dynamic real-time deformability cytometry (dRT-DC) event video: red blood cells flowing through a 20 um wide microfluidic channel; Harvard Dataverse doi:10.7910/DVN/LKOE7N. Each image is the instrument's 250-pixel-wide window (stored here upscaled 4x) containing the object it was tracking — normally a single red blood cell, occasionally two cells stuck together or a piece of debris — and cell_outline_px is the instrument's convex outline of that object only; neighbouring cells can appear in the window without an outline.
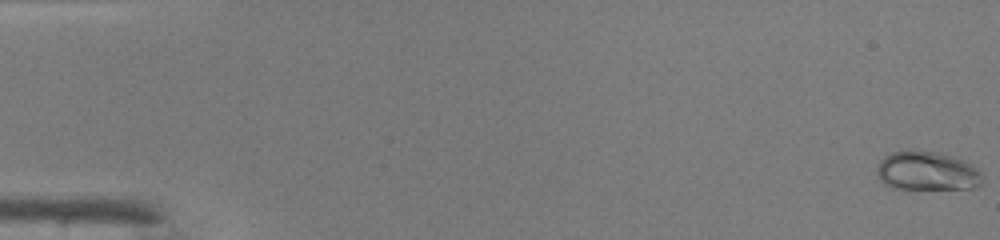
{"species": "common noctule bat (a hibernating species)", "species_latin": "Nyctalus noctula", "temperature_condition": "warm", "stored_images_in_passage": 16, "camera_frame_rate_fps": 3000, "um_per_image_px": 0.085, "animal": {"sex": "male", "body_mass_g": 19.0, "forearm_length_mm": 50.8}, "frame": {"image": 1, "passage_image": 1, "time_ms": 0.0, "image_size_px": [1000, 240], "cell_outline_px": [[984, 180], [980, 184], [972, 188], [892, 188], [884, 184], [876, 176], [876, 168], [880, 160], [884, 156], [892, 152], [908, 148], [912, 148], [936, 152], [952, 156], [964, 160], [980, 172]], "centroid_in_image_um": [78.73, 14.5], "position_along_channel_um": 6.3, "area_um2": 24.22}}